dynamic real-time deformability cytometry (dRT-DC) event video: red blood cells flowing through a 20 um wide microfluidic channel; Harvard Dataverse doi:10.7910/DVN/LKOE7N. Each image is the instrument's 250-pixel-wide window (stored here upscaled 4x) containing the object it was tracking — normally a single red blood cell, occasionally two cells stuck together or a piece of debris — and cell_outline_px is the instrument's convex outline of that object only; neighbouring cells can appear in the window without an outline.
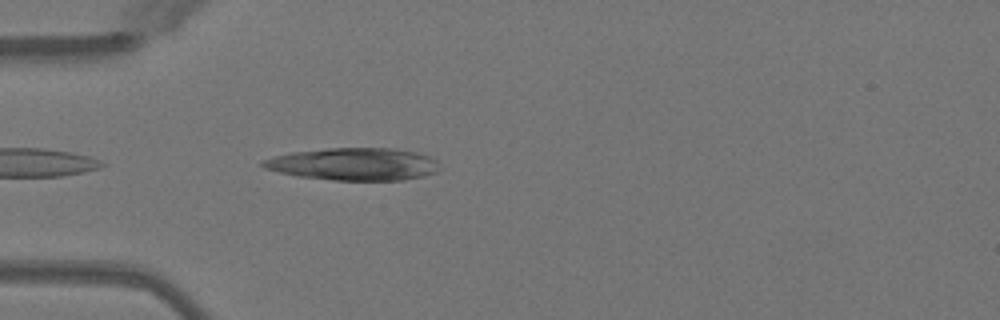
{"species": "Egyptian fruit bat (a non-hibernating species)", "species_latin": "Rousettus aegyptiacus", "temperature_condition": "warm", "stored_images_in_passage": 33, "camera_frame_rate_fps": 3000, "um_per_image_px": 0.085, "animal": {"sex": "female"}, "frame": {"image": 1, "passage_image": 2, "time_ms": 0.333, "image_size_px": [1000, 320], "cell_outline_px": [[440, 168], [436, 172], [424, 176], [404, 180], [332, 180], [300, 176], [280, 172], [264, 168], [260, 164], [260, 160], [292, 152], [328, 148], [392, 148], [416, 152], [428, 156], [436, 160]], "centroid_in_image_um": [30.08, 13.95], "position_along_channel_um": 54.9, "area_um2": 33.35}}
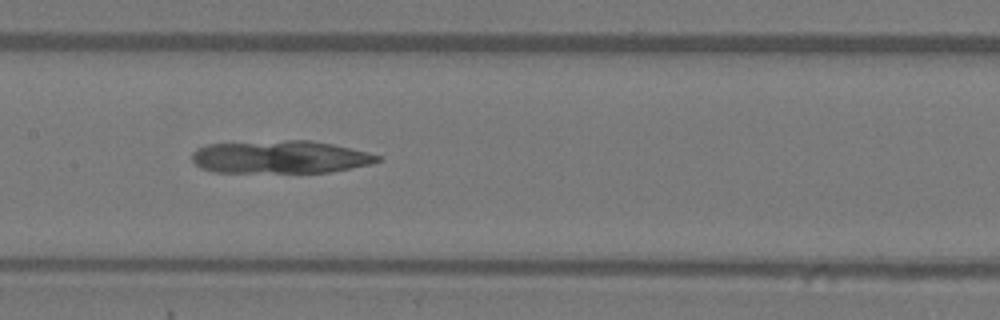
{"frame": {"image": 2, "passage_image": 12, "time_ms": 3.667, "image_size_px": [1000, 320], "cell_outline_px": [[384, 160], [372, 164], [352, 168], [328, 172], [212, 172], [200, 168], [192, 160], [192, 152], [196, 148], [208, 144], [284, 140], [312, 140], [332, 144], [368, 152], [384, 156]], "centroid_in_image_um": [23.86, 13.34], "position_along_channel_um": 183.5, "area_um2": 35.78}}